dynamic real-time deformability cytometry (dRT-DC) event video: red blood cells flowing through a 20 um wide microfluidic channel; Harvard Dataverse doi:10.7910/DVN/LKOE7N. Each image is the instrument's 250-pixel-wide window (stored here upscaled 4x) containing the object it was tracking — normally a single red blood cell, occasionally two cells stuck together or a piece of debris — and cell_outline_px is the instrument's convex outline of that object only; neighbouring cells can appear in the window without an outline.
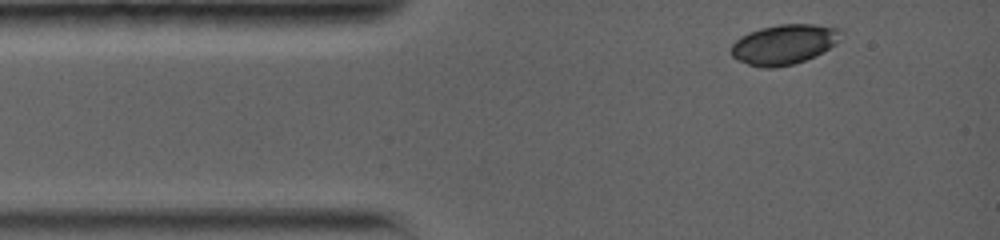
{"species": "common noctule bat (a hibernating species)", "species_latin": "Nyctalus noctula", "temperature_condition": "warm", "stored_images_in_passage": 3, "camera_frame_rate_fps": 5000, "um_per_image_px": 0.085, "animal": {"sex": "female", "body_mass_g": 19.0, "forearm_length_mm": 56.7}, "frame": {"image": 1, "passage_image": 1, "time_ms": 0.0, "image_size_px": [1000, 240], "cell_outline_px": [[844, 32], [840, 40], [836, 44], [804, 60], [792, 64], [772, 68], [760, 68], [736, 60], [732, 56], [732, 44], [740, 36], [748, 32], [760, 28], [780, 24], [812, 24], [844, 28]], "centroid_in_image_um": [66.66, 3.75], "position_along_channel_um": 18.3, "area_um2": 25.66}}
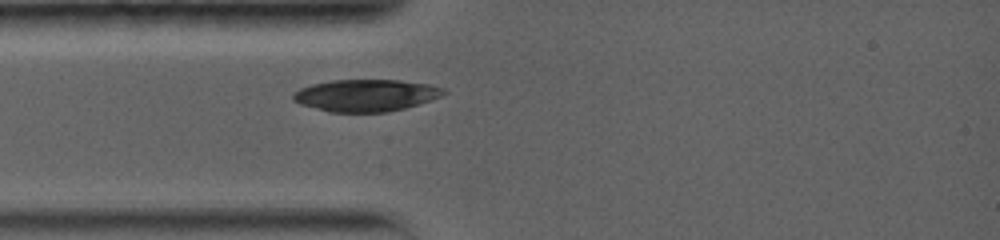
{"frame": {"image": 2, "passage_image": 3, "time_ms": 2.0, "image_size_px": [1000, 240], "cell_outline_px": [[448, 92], [440, 96], [404, 108], [388, 112], [328, 112], [300, 104], [292, 100], [292, 96], [300, 88], [312, 84], [332, 80], [400, 80], [428, 84], [444, 88]], "centroid_in_image_um": [31.07, 8.1], "position_along_channel_um": 53.9, "area_um2": 27.92}}